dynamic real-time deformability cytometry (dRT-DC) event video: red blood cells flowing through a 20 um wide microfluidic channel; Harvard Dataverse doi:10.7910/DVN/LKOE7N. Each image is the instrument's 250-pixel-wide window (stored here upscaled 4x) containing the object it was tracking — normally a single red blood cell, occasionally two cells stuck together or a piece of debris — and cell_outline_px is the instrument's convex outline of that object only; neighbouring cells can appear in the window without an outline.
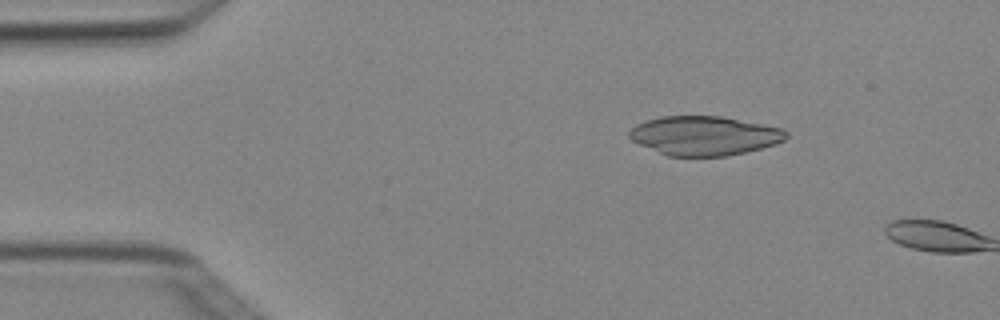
{"species": "Egyptian fruit bat (a non-hibernating species)", "species_latin": "Rousettus aegyptiacus", "temperature_condition": "cold", "stored_images_in_passage": 3, "camera_frame_rate_fps": 3000, "um_per_image_px": 0.085, "animal": {"sex": "female"}, "frame": {"image": 1, "passage_image": 2, "time_ms": 0.333, "image_size_px": [1000, 320], "cell_outline_px": [[788, 136], [784, 140], [776, 144], [744, 152], [724, 156], [668, 156], [640, 144], [632, 140], [628, 136], [628, 132], [636, 124], [644, 120], [660, 116], [720, 116], [784, 128], [788, 132]], "centroid_in_image_um": [59.87, 11.52], "position_along_channel_um": 25.1, "area_um2": 35.78}}